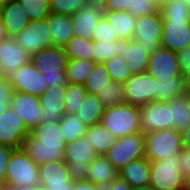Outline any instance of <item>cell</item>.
<instances>
[{
    "mask_svg": "<svg viewBox=\"0 0 190 190\" xmlns=\"http://www.w3.org/2000/svg\"><path fill=\"white\" fill-rule=\"evenodd\" d=\"M177 54H178L180 69L184 74L185 72L190 70V45L187 48L177 52Z\"/></svg>",
    "mask_w": 190,
    "mask_h": 190,
    "instance_id": "obj_49",
    "label": "cell"
},
{
    "mask_svg": "<svg viewBox=\"0 0 190 190\" xmlns=\"http://www.w3.org/2000/svg\"><path fill=\"white\" fill-rule=\"evenodd\" d=\"M117 34L114 33V30L110 23L106 20L104 16L101 17L100 21L96 25L94 31V37L92 41H103V42H116L118 41Z\"/></svg>",
    "mask_w": 190,
    "mask_h": 190,
    "instance_id": "obj_44",
    "label": "cell"
},
{
    "mask_svg": "<svg viewBox=\"0 0 190 190\" xmlns=\"http://www.w3.org/2000/svg\"><path fill=\"white\" fill-rule=\"evenodd\" d=\"M182 135V145L185 149H190V125L183 131H181Z\"/></svg>",
    "mask_w": 190,
    "mask_h": 190,
    "instance_id": "obj_54",
    "label": "cell"
},
{
    "mask_svg": "<svg viewBox=\"0 0 190 190\" xmlns=\"http://www.w3.org/2000/svg\"><path fill=\"white\" fill-rule=\"evenodd\" d=\"M164 30V19L161 12L137 17L132 40L140 46L150 49V55L160 46Z\"/></svg>",
    "mask_w": 190,
    "mask_h": 190,
    "instance_id": "obj_8",
    "label": "cell"
},
{
    "mask_svg": "<svg viewBox=\"0 0 190 190\" xmlns=\"http://www.w3.org/2000/svg\"><path fill=\"white\" fill-rule=\"evenodd\" d=\"M87 94L83 85L67 84L64 103L66 115H76L81 102Z\"/></svg>",
    "mask_w": 190,
    "mask_h": 190,
    "instance_id": "obj_39",
    "label": "cell"
},
{
    "mask_svg": "<svg viewBox=\"0 0 190 190\" xmlns=\"http://www.w3.org/2000/svg\"><path fill=\"white\" fill-rule=\"evenodd\" d=\"M8 37V34H7V31H6V28L0 18V43Z\"/></svg>",
    "mask_w": 190,
    "mask_h": 190,
    "instance_id": "obj_57",
    "label": "cell"
},
{
    "mask_svg": "<svg viewBox=\"0 0 190 190\" xmlns=\"http://www.w3.org/2000/svg\"><path fill=\"white\" fill-rule=\"evenodd\" d=\"M104 190H132V186L118 176L111 184L107 185Z\"/></svg>",
    "mask_w": 190,
    "mask_h": 190,
    "instance_id": "obj_51",
    "label": "cell"
},
{
    "mask_svg": "<svg viewBox=\"0 0 190 190\" xmlns=\"http://www.w3.org/2000/svg\"><path fill=\"white\" fill-rule=\"evenodd\" d=\"M0 18L6 28L8 37H15L31 22L18 0L0 7Z\"/></svg>",
    "mask_w": 190,
    "mask_h": 190,
    "instance_id": "obj_21",
    "label": "cell"
},
{
    "mask_svg": "<svg viewBox=\"0 0 190 190\" xmlns=\"http://www.w3.org/2000/svg\"><path fill=\"white\" fill-rule=\"evenodd\" d=\"M169 108H171V129L179 132L185 130L190 125V107L186 96L169 101Z\"/></svg>",
    "mask_w": 190,
    "mask_h": 190,
    "instance_id": "obj_32",
    "label": "cell"
},
{
    "mask_svg": "<svg viewBox=\"0 0 190 190\" xmlns=\"http://www.w3.org/2000/svg\"><path fill=\"white\" fill-rule=\"evenodd\" d=\"M30 62L44 74L58 73V70H65L68 57L63 47L50 46L31 54Z\"/></svg>",
    "mask_w": 190,
    "mask_h": 190,
    "instance_id": "obj_18",
    "label": "cell"
},
{
    "mask_svg": "<svg viewBox=\"0 0 190 190\" xmlns=\"http://www.w3.org/2000/svg\"><path fill=\"white\" fill-rule=\"evenodd\" d=\"M31 22L48 18L51 14L49 0H18Z\"/></svg>",
    "mask_w": 190,
    "mask_h": 190,
    "instance_id": "obj_41",
    "label": "cell"
},
{
    "mask_svg": "<svg viewBox=\"0 0 190 190\" xmlns=\"http://www.w3.org/2000/svg\"><path fill=\"white\" fill-rule=\"evenodd\" d=\"M74 184H65L58 186H43L46 190H73Z\"/></svg>",
    "mask_w": 190,
    "mask_h": 190,
    "instance_id": "obj_55",
    "label": "cell"
},
{
    "mask_svg": "<svg viewBox=\"0 0 190 190\" xmlns=\"http://www.w3.org/2000/svg\"><path fill=\"white\" fill-rule=\"evenodd\" d=\"M12 1H15V0H0V7H3Z\"/></svg>",
    "mask_w": 190,
    "mask_h": 190,
    "instance_id": "obj_63",
    "label": "cell"
},
{
    "mask_svg": "<svg viewBox=\"0 0 190 190\" xmlns=\"http://www.w3.org/2000/svg\"><path fill=\"white\" fill-rule=\"evenodd\" d=\"M158 2H160V3H163L165 0H157Z\"/></svg>",
    "mask_w": 190,
    "mask_h": 190,
    "instance_id": "obj_66",
    "label": "cell"
},
{
    "mask_svg": "<svg viewBox=\"0 0 190 190\" xmlns=\"http://www.w3.org/2000/svg\"><path fill=\"white\" fill-rule=\"evenodd\" d=\"M39 184L58 186L74 184L67 163L62 161L47 162L39 165Z\"/></svg>",
    "mask_w": 190,
    "mask_h": 190,
    "instance_id": "obj_22",
    "label": "cell"
},
{
    "mask_svg": "<svg viewBox=\"0 0 190 190\" xmlns=\"http://www.w3.org/2000/svg\"><path fill=\"white\" fill-rule=\"evenodd\" d=\"M119 176V171L105 155H98L90 164L86 181L106 187Z\"/></svg>",
    "mask_w": 190,
    "mask_h": 190,
    "instance_id": "obj_24",
    "label": "cell"
},
{
    "mask_svg": "<svg viewBox=\"0 0 190 190\" xmlns=\"http://www.w3.org/2000/svg\"><path fill=\"white\" fill-rule=\"evenodd\" d=\"M132 190H157L156 188L152 187L150 184L146 186H140L132 188Z\"/></svg>",
    "mask_w": 190,
    "mask_h": 190,
    "instance_id": "obj_60",
    "label": "cell"
},
{
    "mask_svg": "<svg viewBox=\"0 0 190 190\" xmlns=\"http://www.w3.org/2000/svg\"><path fill=\"white\" fill-rule=\"evenodd\" d=\"M14 91L41 97L48 89L45 76L31 62L8 76Z\"/></svg>",
    "mask_w": 190,
    "mask_h": 190,
    "instance_id": "obj_11",
    "label": "cell"
},
{
    "mask_svg": "<svg viewBox=\"0 0 190 190\" xmlns=\"http://www.w3.org/2000/svg\"><path fill=\"white\" fill-rule=\"evenodd\" d=\"M10 108V104L0 102V116Z\"/></svg>",
    "mask_w": 190,
    "mask_h": 190,
    "instance_id": "obj_59",
    "label": "cell"
},
{
    "mask_svg": "<svg viewBox=\"0 0 190 190\" xmlns=\"http://www.w3.org/2000/svg\"><path fill=\"white\" fill-rule=\"evenodd\" d=\"M48 18L30 22L14 37L16 43L30 55L52 46Z\"/></svg>",
    "mask_w": 190,
    "mask_h": 190,
    "instance_id": "obj_10",
    "label": "cell"
},
{
    "mask_svg": "<svg viewBox=\"0 0 190 190\" xmlns=\"http://www.w3.org/2000/svg\"><path fill=\"white\" fill-rule=\"evenodd\" d=\"M142 133L171 129V108L169 101H152L139 107Z\"/></svg>",
    "mask_w": 190,
    "mask_h": 190,
    "instance_id": "obj_13",
    "label": "cell"
},
{
    "mask_svg": "<svg viewBox=\"0 0 190 190\" xmlns=\"http://www.w3.org/2000/svg\"><path fill=\"white\" fill-rule=\"evenodd\" d=\"M59 124L67 144L84 137L88 129L77 115H64Z\"/></svg>",
    "mask_w": 190,
    "mask_h": 190,
    "instance_id": "obj_35",
    "label": "cell"
},
{
    "mask_svg": "<svg viewBox=\"0 0 190 190\" xmlns=\"http://www.w3.org/2000/svg\"><path fill=\"white\" fill-rule=\"evenodd\" d=\"M105 107L97 95L87 94L81 102L76 115L87 126L99 124L102 121Z\"/></svg>",
    "mask_w": 190,
    "mask_h": 190,
    "instance_id": "obj_28",
    "label": "cell"
},
{
    "mask_svg": "<svg viewBox=\"0 0 190 190\" xmlns=\"http://www.w3.org/2000/svg\"><path fill=\"white\" fill-rule=\"evenodd\" d=\"M29 134L21 117L11 108L0 116V144L13 149L21 148Z\"/></svg>",
    "mask_w": 190,
    "mask_h": 190,
    "instance_id": "obj_12",
    "label": "cell"
},
{
    "mask_svg": "<svg viewBox=\"0 0 190 190\" xmlns=\"http://www.w3.org/2000/svg\"><path fill=\"white\" fill-rule=\"evenodd\" d=\"M133 0H108L103 11H129Z\"/></svg>",
    "mask_w": 190,
    "mask_h": 190,
    "instance_id": "obj_48",
    "label": "cell"
},
{
    "mask_svg": "<svg viewBox=\"0 0 190 190\" xmlns=\"http://www.w3.org/2000/svg\"><path fill=\"white\" fill-rule=\"evenodd\" d=\"M145 158L149 162L165 159L183 149L182 135L178 130L163 129L145 133Z\"/></svg>",
    "mask_w": 190,
    "mask_h": 190,
    "instance_id": "obj_3",
    "label": "cell"
},
{
    "mask_svg": "<svg viewBox=\"0 0 190 190\" xmlns=\"http://www.w3.org/2000/svg\"><path fill=\"white\" fill-rule=\"evenodd\" d=\"M160 12L164 20L190 21V6L180 0H165Z\"/></svg>",
    "mask_w": 190,
    "mask_h": 190,
    "instance_id": "obj_36",
    "label": "cell"
},
{
    "mask_svg": "<svg viewBox=\"0 0 190 190\" xmlns=\"http://www.w3.org/2000/svg\"><path fill=\"white\" fill-rule=\"evenodd\" d=\"M10 108L18 113L29 131L42 123L43 109L37 96L14 91Z\"/></svg>",
    "mask_w": 190,
    "mask_h": 190,
    "instance_id": "obj_15",
    "label": "cell"
},
{
    "mask_svg": "<svg viewBox=\"0 0 190 190\" xmlns=\"http://www.w3.org/2000/svg\"><path fill=\"white\" fill-rule=\"evenodd\" d=\"M184 190H190V175L184 178Z\"/></svg>",
    "mask_w": 190,
    "mask_h": 190,
    "instance_id": "obj_61",
    "label": "cell"
},
{
    "mask_svg": "<svg viewBox=\"0 0 190 190\" xmlns=\"http://www.w3.org/2000/svg\"><path fill=\"white\" fill-rule=\"evenodd\" d=\"M186 94L184 76L157 79V101H171Z\"/></svg>",
    "mask_w": 190,
    "mask_h": 190,
    "instance_id": "obj_30",
    "label": "cell"
},
{
    "mask_svg": "<svg viewBox=\"0 0 190 190\" xmlns=\"http://www.w3.org/2000/svg\"><path fill=\"white\" fill-rule=\"evenodd\" d=\"M183 75H184L186 91L190 93V70L185 72Z\"/></svg>",
    "mask_w": 190,
    "mask_h": 190,
    "instance_id": "obj_58",
    "label": "cell"
},
{
    "mask_svg": "<svg viewBox=\"0 0 190 190\" xmlns=\"http://www.w3.org/2000/svg\"><path fill=\"white\" fill-rule=\"evenodd\" d=\"M7 78V75L3 71L2 65L0 64V79H5Z\"/></svg>",
    "mask_w": 190,
    "mask_h": 190,
    "instance_id": "obj_62",
    "label": "cell"
},
{
    "mask_svg": "<svg viewBox=\"0 0 190 190\" xmlns=\"http://www.w3.org/2000/svg\"><path fill=\"white\" fill-rule=\"evenodd\" d=\"M160 8L161 3L157 0H133L128 12L135 17H140L160 12Z\"/></svg>",
    "mask_w": 190,
    "mask_h": 190,
    "instance_id": "obj_43",
    "label": "cell"
},
{
    "mask_svg": "<svg viewBox=\"0 0 190 190\" xmlns=\"http://www.w3.org/2000/svg\"><path fill=\"white\" fill-rule=\"evenodd\" d=\"M150 173V162L144 157L126 165L119 171V176L135 188L149 185Z\"/></svg>",
    "mask_w": 190,
    "mask_h": 190,
    "instance_id": "obj_27",
    "label": "cell"
},
{
    "mask_svg": "<svg viewBox=\"0 0 190 190\" xmlns=\"http://www.w3.org/2000/svg\"><path fill=\"white\" fill-rule=\"evenodd\" d=\"M107 159L118 171L123 169L130 162L145 157V135L140 132L129 135L118 140L105 154Z\"/></svg>",
    "mask_w": 190,
    "mask_h": 190,
    "instance_id": "obj_7",
    "label": "cell"
},
{
    "mask_svg": "<svg viewBox=\"0 0 190 190\" xmlns=\"http://www.w3.org/2000/svg\"><path fill=\"white\" fill-rule=\"evenodd\" d=\"M4 185L14 187L39 185V165L22 148L14 149L10 156Z\"/></svg>",
    "mask_w": 190,
    "mask_h": 190,
    "instance_id": "obj_4",
    "label": "cell"
},
{
    "mask_svg": "<svg viewBox=\"0 0 190 190\" xmlns=\"http://www.w3.org/2000/svg\"><path fill=\"white\" fill-rule=\"evenodd\" d=\"M64 49L68 60L86 59L94 61L93 41L74 36Z\"/></svg>",
    "mask_w": 190,
    "mask_h": 190,
    "instance_id": "obj_34",
    "label": "cell"
},
{
    "mask_svg": "<svg viewBox=\"0 0 190 190\" xmlns=\"http://www.w3.org/2000/svg\"><path fill=\"white\" fill-rule=\"evenodd\" d=\"M122 58L132 75L147 72L150 49L133 40H123Z\"/></svg>",
    "mask_w": 190,
    "mask_h": 190,
    "instance_id": "obj_23",
    "label": "cell"
},
{
    "mask_svg": "<svg viewBox=\"0 0 190 190\" xmlns=\"http://www.w3.org/2000/svg\"><path fill=\"white\" fill-rule=\"evenodd\" d=\"M87 3V0H49L51 13L69 16L76 13Z\"/></svg>",
    "mask_w": 190,
    "mask_h": 190,
    "instance_id": "obj_42",
    "label": "cell"
},
{
    "mask_svg": "<svg viewBox=\"0 0 190 190\" xmlns=\"http://www.w3.org/2000/svg\"><path fill=\"white\" fill-rule=\"evenodd\" d=\"M98 156L93 145L84 137L66 145L64 161L67 163L73 181L86 180L89 164Z\"/></svg>",
    "mask_w": 190,
    "mask_h": 190,
    "instance_id": "obj_6",
    "label": "cell"
},
{
    "mask_svg": "<svg viewBox=\"0 0 190 190\" xmlns=\"http://www.w3.org/2000/svg\"><path fill=\"white\" fill-rule=\"evenodd\" d=\"M101 124L117 138L142 132L139 106L123 103L107 107Z\"/></svg>",
    "mask_w": 190,
    "mask_h": 190,
    "instance_id": "obj_2",
    "label": "cell"
},
{
    "mask_svg": "<svg viewBox=\"0 0 190 190\" xmlns=\"http://www.w3.org/2000/svg\"><path fill=\"white\" fill-rule=\"evenodd\" d=\"M52 45L65 47L74 37V27L71 16L51 13L48 17Z\"/></svg>",
    "mask_w": 190,
    "mask_h": 190,
    "instance_id": "obj_25",
    "label": "cell"
},
{
    "mask_svg": "<svg viewBox=\"0 0 190 190\" xmlns=\"http://www.w3.org/2000/svg\"><path fill=\"white\" fill-rule=\"evenodd\" d=\"M84 138L88 143L93 145L98 155H105L118 140V138L101 123L88 127Z\"/></svg>",
    "mask_w": 190,
    "mask_h": 190,
    "instance_id": "obj_29",
    "label": "cell"
},
{
    "mask_svg": "<svg viewBox=\"0 0 190 190\" xmlns=\"http://www.w3.org/2000/svg\"><path fill=\"white\" fill-rule=\"evenodd\" d=\"M94 61L96 63H105L113 56L123 55V40L112 42L93 41Z\"/></svg>",
    "mask_w": 190,
    "mask_h": 190,
    "instance_id": "obj_37",
    "label": "cell"
},
{
    "mask_svg": "<svg viewBox=\"0 0 190 190\" xmlns=\"http://www.w3.org/2000/svg\"><path fill=\"white\" fill-rule=\"evenodd\" d=\"M123 85L127 104L140 107L157 101V79L149 72L134 74Z\"/></svg>",
    "mask_w": 190,
    "mask_h": 190,
    "instance_id": "obj_9",
    "label": "cell"
},
{
    "mask_svg": "<svg viewBox=\"0 0 190 190\" xmlns=\"http://www.w3.org/2000/svg\"><path fill=\"white\" fill-rule=\"evenodd\" d=\"M124 85L115 81L107 83V87L98 93V99L105 108L125 103Z\"/></svg>",
    "mask_w": 190,
    "mask_h": 190,
    "instance_id": "obj_38",
    "label": "cell"
},
{
    "mask_svg": "<svg viewBox=\"0 0 190 190\" xmlns=\"http://www.w3.org/2000/svg\"><path fill=\"white\" fill-rule=\"evenodd\" d=\"M14 89L10 83L9 77L0 79V102L11 104Z\"/></svg>",
    "mask_w": 190,
    "mask_h": 190,
    "instance_id": "obj_47",
    "label": "cell"
},
{
    "mask_svg": "<svg viewBox=\"0 0 190 190\" xmlns=\"http://www.w3.org/2000/svg\"><path fill=\"white\" fill-rule=\"evenodd\" d=\"M180 170L182 171L183 177L190 175V149L183 148L180 152Z\"/></svg>",
    "mask_w": 190,
    "mask_h": 190,
    "instance_id": "obj_50",
    "label": "cell"
},
{
    "mask_svg": "<svg viewBox=\"0 0 190 190\" xmlns=\"http://www.w3.org/2000/svg\"><path fill=\"white\" fill-rule=\"evenodd\" d=\"M66 141L59 121L42 122L24 139L21 148L37 165L64 160Z\"/></svg>",
    "mask_w": 190,
    "mask_h": 190,
    "instance_id": "obj_1",
    "label": "cell"
},
{
    "mask_svg": "<svg viewBox=\"0 0 190 190\" xmlns=\"http://www.w3.org/2000/svg\"><path fill=\"white\" fill-rule=\"evenodd\" d=\"M180 153L150 162V185L157 190H184Z\"/></svg>",
    "mask_w": 190,
    "mask_h": 190,
    "instance_id": "obj_5",
    "label": "cell"
},
{
    "mask_svg": "<svg viewBox=\"0 0 190 190\" xmlns=\"http://www.w3.org/2000/svg\"><path fill=\"white\" fill-rule=\"evenodd\" d=\"M103 16L110 23L119 40H132L137 17L128 11H103Z\"/></svg>",
    "mask_w": 190,
    "mask_h": 190,
    "instance_id": "obj_26",
    "label": "cell"
},
{
    "mask_svg": "<svg viewBox=\"0 0 190 190\" xmlns=\"http://www.w3.org/2000/svg\"><path fill=\"white\" fill-rule=\"evenodd\" d=\"M48 88L52 87H66L67 77L65 70H58V73L44 74Z\"/></svg>",
    "mask_w": 190,
    "mask_h": 190,
    "instance_id": "obj_46",
    "label": "cell"
},
{
    "mask_svg": "<svg viewBox=\"0 0 190 190\" xmlns=\"http://www.w3.org/2000/svg\"><path fill=\"white\" fill-rule=\"evenodd\" d=\"M96 62L86 59L68 60L66 71L67 83L72 85H85L88 75Z\"/></svg>",
    "mask_w": 190,
    "mask_h": 190,
    "instance_id": "obj_31",
    "label": "cell"
},
{
    "mask_svg": "<svg viewBox=\"0 0 190 190\" xmlns=\"http://www.w3.org/2000/svg\"><path fill=\"white\" fill-rule=\"evenodd\" d=\"M0 190H46L45 187L42 185H36V186H24V187H14V186H1Z\"/></svg>",
    "mask_w": 190,
    "mask_h": 190,
    "instance_id": "obj_53",
    "label": "cell"
},
{
    "mask_svg": "<svg viewBox=\"0 0 190 190\" xmlns=\"http://www.w3.org/2000/svg\"><path fill=\"white\" fill-rule=\"evenodd\" d=\"M103 16V8L86 4L71 15L74 27V36L92 41L96 25Z\"/></svg>",
    "mask_w": 190,
    "mask_h": 190,
    "instance_id": "obj_17",
    "label": "cell"
},
{
    "mask_svg": "<svg viewBox=\"0 0 190 190\" xmlns=\"http://www.w3.org/2000/svg\"><path fill=\"white\" fill-rule=\"evenodd\" d=\"M104 64L112 81L124 84L132 77V73L122 56H113Z\"/></svg>",
    "mask_w": 190,
    "mask_h": 190,
    "instance_id": "obj_40",
    "label": "cell"
},
{
    "mask_svg": "<svg viewBox=\"0 0 190 190\" xmlns=\"http://www.w3.org/2000/svg\"><path fill=\"white\" fill-rule=\"evenodd\" d=\"M88 4H92L98 6L100 8H104L107 4L108 0H87Z\"/></svg>",
    "mask_w": 190,
    "mask_h": 190,
    "instance_id": "obj_56",
    "label": "cell"
},
{
    "mask_svg": "<svg viewBox=\"0 0 190 190\" xmlns=\"http://www.w3.org/2000/svg\"><path fill=\"white\" fill-rule=\"evenodd\" d=\"M13 148L0 144V187L4 186L6 170Z\"/></svg>",
    "mask_w": 190,
    "mask_h": 190,
    "instance_id": "obj_45",
    "label": "cell"
},
{
    "mask_svg": "<svg viewBox=\"0 0 190 190\" xmlns=\"http://www.w3.org/2000/svg\"><path fill=\"white\" fill-rule=\"evenodd\" d=\"M110 74L103 63H96L88 78L85 81V89L88 94L98 95L110 83Z\"/></svg>",
    "mask_w": 190,
    "mask_h": 190,
    "instance_id": "obj_33",
    "label": "cell"
},
{
    "mask_svg": "<svg viewBox=\"0 0 190 190\" xmlns=\"http://www.w3.org/2000/svg\"><path fill=\"white\" fill-rule=\"evenodd\" d=\"M190 45V21L164 20L161 47L179 52Z\"/></svg>",
    "mask_w": 190,
    "mask_h": 190,
    "instance_id": "obj_16",
    "label": "cell"
},
{
    "mask_svg": "<svg viewBox=\"0 0 190 190\" xmlns=\"http://www.w3.org/2000/svg\"><path fill=\"white\" fill-rule=\"evenodd\" d=\"M147 72L158 80L184 76L180 69L178 54L161 46L150 55Z\"/></svg>",
    "mask_w": 190,
    "mask_h": 190,
    "instance_id": "obj_14",
    "label": "cell"
},
{
    "mask_svg": "<svg viewBox=\"0 0 190 190\" xmlns=\"http://www.w3.org/2000/svg\"><path fill=\"white\" fill-rule=\"evenodd\" d=\"M188 101V105L190 107V93L187 92V94L185 95Z\"/></svg>",
    "mask_w": 190,
    "mask_h": 190,
    "instance_id": "obj_64",
    "label": "cell"
},
{
    "mask_svg": "<svg viewBox=\"0 0 190 190\" xmlns=\"http://www.w3.org/2000/svg\"><path fill=\"white\" fill-rule=\"evenodd\" d=\"M30 59L31 55L16 43L14 37H7L0 43V64L7 77Z\"/></svg>",
    "mask_w": 190,
    "mask_h": 190,
    "instance_id": "obj_19",
    "label": "cell"
},
{
    "mask_svg": "<svg viewBox=\"0 0 190 190\" xmlns=\"http://www.w3.org/2000/svg\"><path fill=\"white\" fill-rule=\"evenodd\" d=\"M65 92L66 87H52L40 97L43 109L42 122H56L66 115Z\"/></svg>",
    "mask_w": 190,
    "mask_h": 190,
    "instance_id": "obj_20",
    "label": "cell"
},
{
    "mask_svg": "<svg viewBox=\"0 0 190 190\" xmlns=\"http://www.w3.org/2000/svg\"><path fill=\"white\" fill-rule=\"evenodd\" d=\"M73 190H104V187L95 185L90 181H74Z\"/></svg>",
    "mask_w": 190,
    "mask_h": 190,
    "instance_id": "obj_52",
    "label": "cell"
},
{
    "mask_svg": "<svg viewBox=\"0 0 190 190\" xmlns=\"http://www.w3.org/2000/svg\"><path fill=\"white\" fill-rule=\"evenodd\" d=\"M182 2H184L185 4H187L188 6H190V0H180Z\"/></svg>",
    "mask_w": 190,
    "mask_h": 190,
    "instance_id": "obj_65",
    "label": "cell"
}]
</instances>
